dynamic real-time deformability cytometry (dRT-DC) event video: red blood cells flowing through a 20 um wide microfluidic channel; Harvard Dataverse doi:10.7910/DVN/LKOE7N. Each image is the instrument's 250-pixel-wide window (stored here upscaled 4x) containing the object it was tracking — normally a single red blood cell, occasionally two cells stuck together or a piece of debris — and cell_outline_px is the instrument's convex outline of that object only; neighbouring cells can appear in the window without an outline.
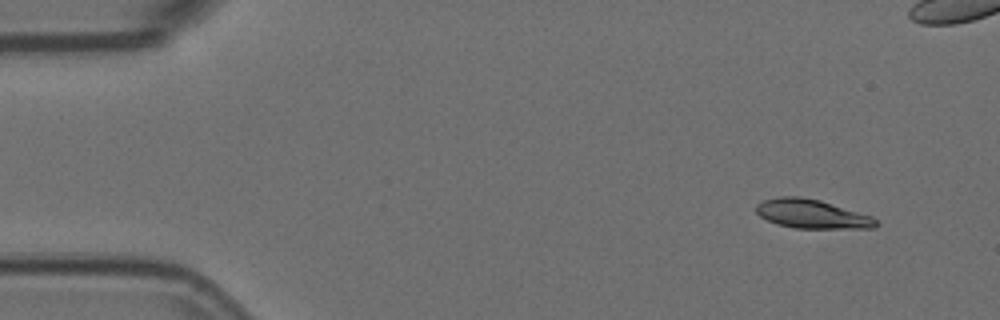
{"species": "Egyptian fruit bat (a non-hibernating species)", "species_latin": "Rousettus aegyptiacus", "temperature_condition": "room temperature", "stored_images_in_passage": 6, "camera_frame_rate_fps": 3000, "um_per_image_px": 0.085, "animal": {"sex": "female"}, "frame": {"image": 1, "passage_image": 1, "time_ms": 0.0, "image_size_px": [1000, 320], "cell_outline_px": [[880, 224], [876, 228], [796, 228], [776, 224], [760, 216], [756, 212], [756, 204], [764, 200], [780, 196], [800, 196], [820, 200], [872, 216]], "centroid_in_image_um": [69.02, 18.18], "position_along_channel_um": 16.0, "area_um2": 20.23}}
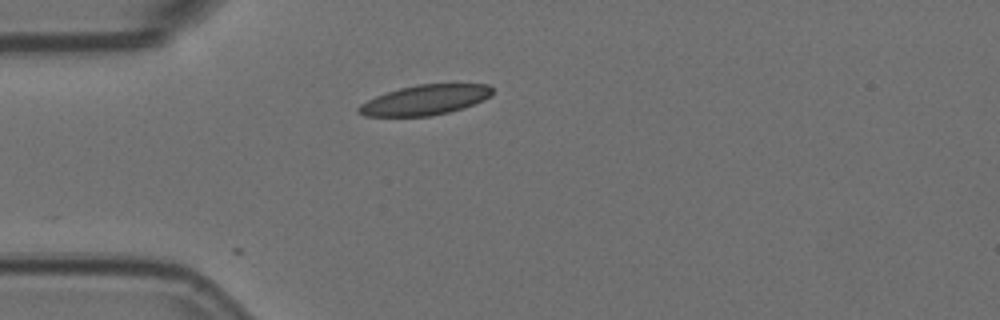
{"frame": {"image": 2, "passage_image": 6, "time_ms": 1.667, "image_size_px": [1000, 320], "cell_outline_px": [[492, 96], [484, 100], [464, 108], [448, 112], [428, 116], [364, 116], [356, 112], [356, 108], [360, 104], [376, 96], [400, 88], [416, 84], [488, 84], [492, 88]], "centroid_in_image_um": [36.13, 8.5], "position_along_channel_um": 48.9, "area_um2": 23.41}}